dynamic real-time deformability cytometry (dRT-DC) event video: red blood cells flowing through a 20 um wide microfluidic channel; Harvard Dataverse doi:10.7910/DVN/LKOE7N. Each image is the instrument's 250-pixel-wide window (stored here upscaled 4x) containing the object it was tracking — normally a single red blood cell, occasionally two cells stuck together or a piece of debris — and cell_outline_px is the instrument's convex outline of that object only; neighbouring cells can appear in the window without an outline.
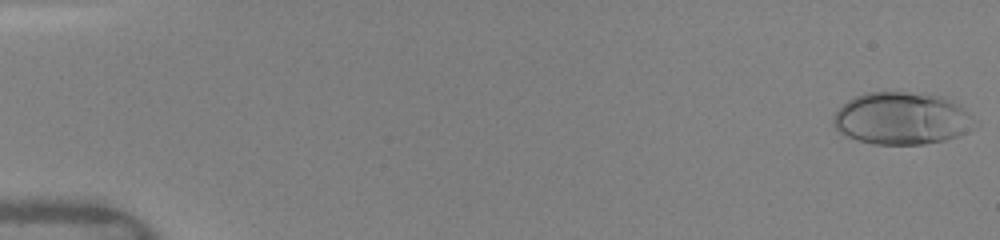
{"species": "human", "species_latin": "Homo sapiens", "temperature_condition": "warm", "stored_images_in_passage": 49, "camera_frame_rate_fps": 3000, "um_per_image_px": 0.085, "donor": {"sex": "female"}, "frame": {"image": 1, "passage_image": 1, "time_ms": 0.0, "image_size_px": [1000, 240], "cell_outline_px": [[980, 124], [956, 136], [944, 140], [924, 144], [872, 144], [856, 140], [840, 132], [832, 124], [832, 120], [836, 112], [848, 100], [856, 96], [868, 92], [908, 92], [944, 96], [952, 100], [968, 112]], "centroid_in_image_um": [76.67, 10.06], "position_along_channel_um": 8.3, "area_um2": 43.12}}
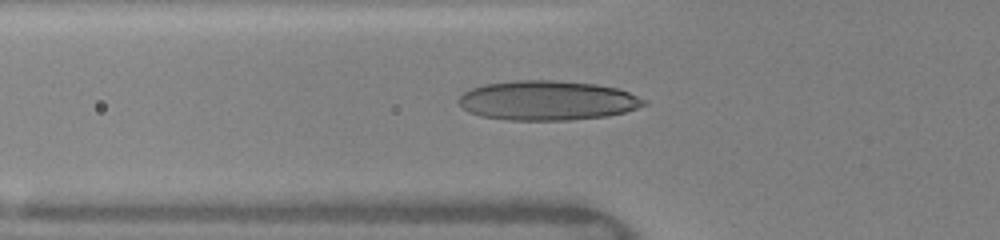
{"frame": {"image": 2, "passage_image": 18, "time_ms": 5.667, "image_size_px": [1000, 240], "cell_outline_px": [[648, 104], [624, 112], [608, 116], [568, 120], [508, 120], [480, 116], [468, 112], [456, 100], [464, 92], [472, 88], [484, 84], [516, 80], [556, 80], [596, 84], [616, 88], [628, 92], [648, 100]], "centroid_in_image_um": [46.53, 8.54], "position_along_channel_um": 79.3, "area_um2": 42.89}}
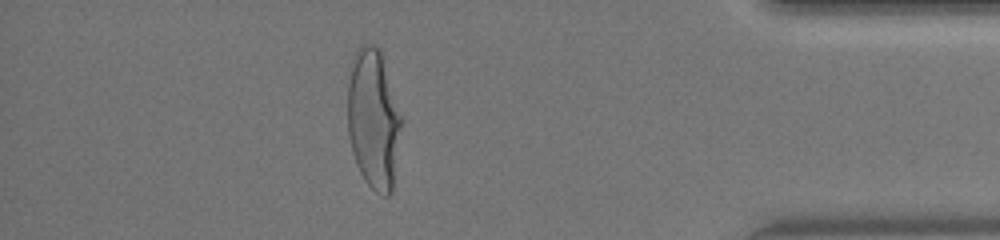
{"frame": {"image": 3, "passage_image": 44, "time_ms": 14.333, "image_size_px": [1000, 240], "cell_outline_px": [[404, 120], [392, 192], [388, 196], [384, 196], [376, 192], [364, 180], [356, 164], [352, 152], [348, 132], [348, 84], [352, 60], [356, 48], [360, 44], [376, 44], [380, 48]], "centroid_in_image_um": [31.78, 10.11], "position_along_channel_um": 403.4, "area_um2": 44.8}, "authors_computed_cell_mechanics": {"area_um2": 40.171, "velocity_mm_per_s": 4.1164, "shape_relaxation_time_tau1_ms": 4.8363, "shape_relaxation_time_tau2_ms": null, "deformation_change_tau1": 0.228, "deformation_change_tau2": null}}